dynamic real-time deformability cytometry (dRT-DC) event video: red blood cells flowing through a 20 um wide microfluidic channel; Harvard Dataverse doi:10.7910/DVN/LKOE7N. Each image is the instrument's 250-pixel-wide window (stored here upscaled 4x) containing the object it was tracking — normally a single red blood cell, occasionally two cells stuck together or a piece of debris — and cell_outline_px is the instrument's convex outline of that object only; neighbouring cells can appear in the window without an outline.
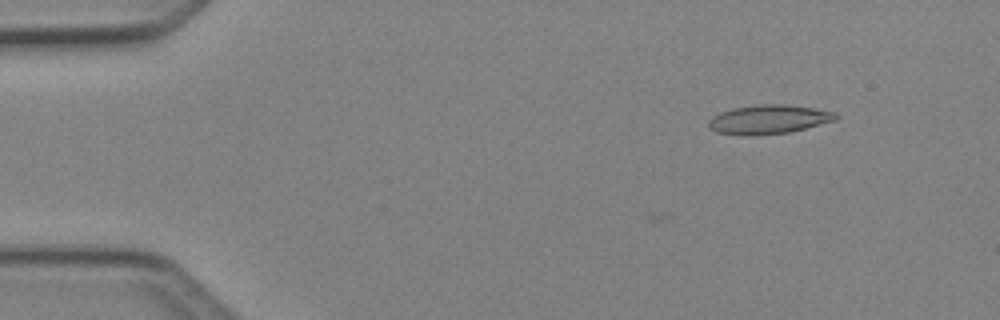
{"species": "Egyptian fruit bat (a non-hibernating species)", "species_latin": "Rousettus aegyptiacus", "temperature_condition": "cold", "stored_images_in_passage": 8, "camera_frame_rate_fps": 3000, "um_per_image_px": 0.085, "animal": {"sex": "female"}, "frame": {"image": 1, "passage_image": 3, "time_ms": 0.667, "image_size_px": [1000, 320], "cell_outline_px": [[840, 116], [836, 120], [788, 132], [752, 136], [740, 136], [716, 132], [708, 128], [708, 120], [712, 116], [720, 112], [736, 108], [756, 104], [784, 104], [812, 108], [836, 112]], "centroid_in_image_um": [65.29, 10.16], "position_along_channel_um": 19.7, "area_um2": 21.62}}